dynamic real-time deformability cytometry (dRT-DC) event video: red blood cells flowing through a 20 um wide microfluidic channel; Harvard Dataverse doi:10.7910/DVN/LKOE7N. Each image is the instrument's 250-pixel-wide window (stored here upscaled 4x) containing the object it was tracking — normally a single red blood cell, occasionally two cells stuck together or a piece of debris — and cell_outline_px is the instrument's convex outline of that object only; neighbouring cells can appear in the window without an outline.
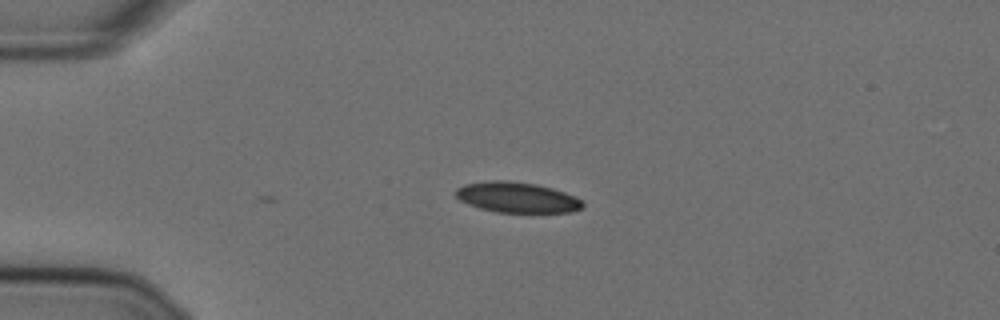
{"species": "Egyptian fruit bat (a non-hibernating species)", "species_latin": "Rousettus aegyptiacus", "temperature_condition": "cold", "stored_images_in_passage": 7, "camera_frame_rate_fps": 3000, "um_per_image_px": 0.085, "animal": {"sex": "female"}, "frame": {"image": 1, "passage_image": 7, "time_ms": 2.0, "image_size_px": [1000, 320], "cell_outline_px": [[584, 208], [572, 212], [496, 212], [480, 208], [468, 204], [460, 200], [452, 192], [456, 188], [464, 184], [492, 180], [508, 180], [536, 184], [552, 188], [564, 192], [580, 200], [584, 204]], "centroid_in_image_um": [43.91, 16.77], "position_along_channel_um": 41.1, "area_um2": 22.6}}